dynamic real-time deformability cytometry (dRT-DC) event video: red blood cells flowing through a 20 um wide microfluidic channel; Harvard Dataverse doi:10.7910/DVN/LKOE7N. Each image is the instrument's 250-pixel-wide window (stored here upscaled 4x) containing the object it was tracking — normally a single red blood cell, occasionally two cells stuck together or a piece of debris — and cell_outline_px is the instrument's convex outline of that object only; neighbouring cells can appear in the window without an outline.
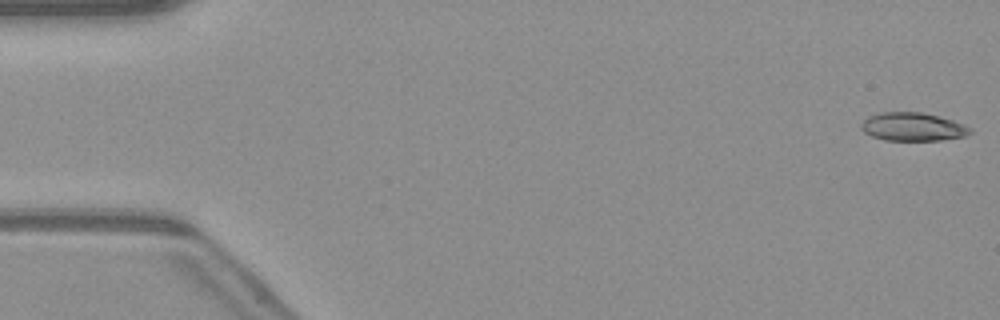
{"species": "common noctule bat (a hibernating species)", "species_latin": "Nyctalus noctula", "temperature_condition": "warm", "stored_images_in_passage": 37, "camera_frame_rate_fps": 3000, "um_per_image_px": 0.085, "animal": {"sex": "male", "body_mass_g": 23.1, "forearm_length_mm": 52.7}, "frame": {"image": 1, "passage_image": 1, "time_ms": 0.0, "image_size_px": [1000, 320], "cell_outline_px": [[972, 132], [964, 136], [940, 140], [884, 140], [872, 136], [864, 132], [860, 128], [860, 124], [868, 116], [880, 112], [920, 112], [952, 120], [964, 124], [972, 128]], "centroid_in_image_um": [77.56, 10.78], "position_along_channel_um": 7.4, "area_um2": 17.92}}
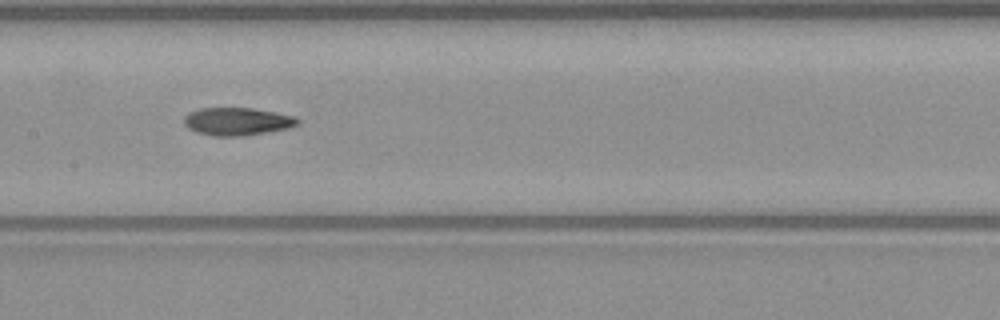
{"frame": {"image": 2, "passage_image": 25, "time_ms": 8.0, "image_size_px": [1000, 320], "cell_outline_px": [[300, 124], [288, 128], [244, 136], [212, 136], [196, 132], [188, 128], [184, 124], [184, 116], [188, 112], [200, 108], [252, 108], [276, 112], [296, 116], [300, 120]], "centroid_in_image_um": [20.17, 10.32], "position_along_channel_um": 187.2, "area_um2": 18.61}}
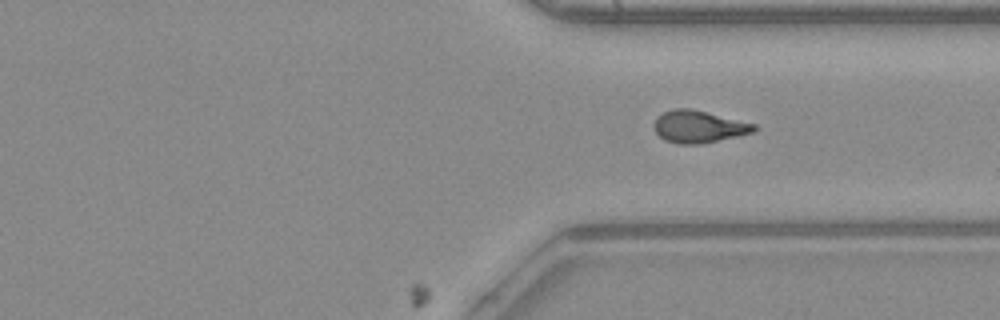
{"frame": {"image": 3, "passage_image": 37, "time_ms": 12.0, "image_size_px": [1000, 320], "cell_outline_px": [[756, 132], [700, 144], [680, 144], [664, 140], [656, 132], [652, 124], [656, 116], [672, 108], [692, 108], [756, 124]], "centroid_in_image_um": [59.37, 10.75], "position_along_channel_um": 352.0, "area_um2": 18.96}}